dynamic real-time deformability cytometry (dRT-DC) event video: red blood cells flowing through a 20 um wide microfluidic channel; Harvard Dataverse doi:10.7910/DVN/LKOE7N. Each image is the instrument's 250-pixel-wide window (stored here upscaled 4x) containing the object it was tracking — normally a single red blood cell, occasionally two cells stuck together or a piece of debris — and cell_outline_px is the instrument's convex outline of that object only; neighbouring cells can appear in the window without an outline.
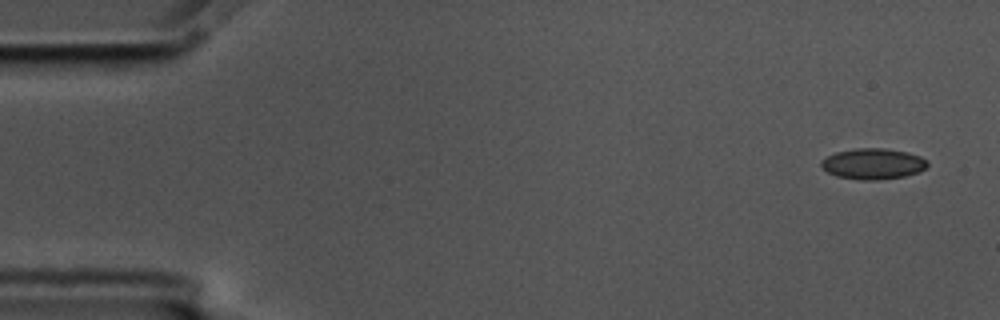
{"species": "common noctule bat (a hibernating species)", "species_latin": "Nyctalus noctula", "temperature_condition": "cold", "stored_images_in_passage": 54, "camera_frame_rate_fps": 3000, "um_per_image_px": 0.085, "animal": {"sex": "male", "body_mass_g": 17.5, "forearm_length_mm": 52.3}, "frame": {"image": 1, "passage_image": 1, "time_ms": 0.0, "image_size_px": [1000, 320], "cell_outline_px": [[928, 164], [920, 172], [904, 176], [876, 180], [860, 180], [836, 176], [828, 172], [820, 164], [820, 160], [836, 152], [856, 148], [884, 148], [908, 152], [920, 156], [928, 160]], "centroid_in_image_um": [74.22, 13.92], "position_along_channel_um": 10.8, "area_um2": 19.13}}
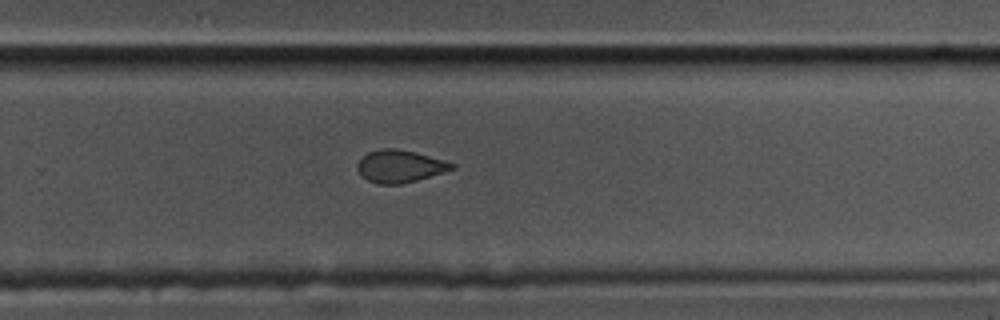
{"frame": {"image": 2, "passage_image": 35, "time_ms": 11.333, "image_size_px": [1000, 320], "cell_outline_px": [[456, 168], [444, 172], [416, 180], [400, 184], [380, 184], [368, 180], [356, 168], [356, 164], [368, 152], [380, 148], [396, 148], [416, 152], [444, 160], [456, 164]], "centroid_in_image_um": [34.01, 14.11], "position_along_channel_um": 295.8, "area_um2": 17.74}}
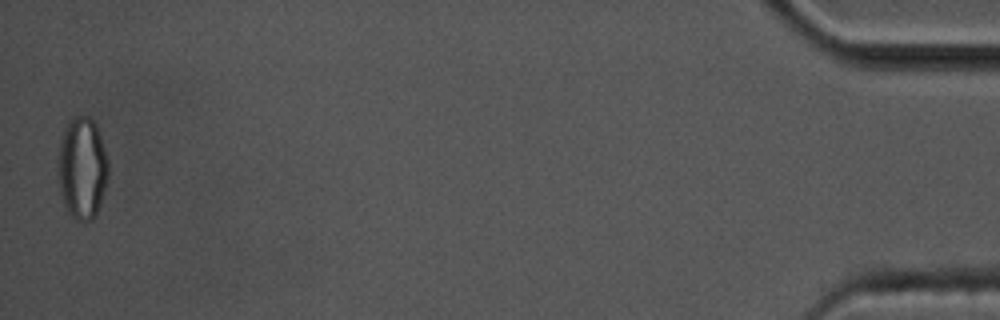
{"frame": {"image": 3, "passage_image": 54, "time_ms": 17.667, "image_size_px": [1000, 320], "cell_outline_px": [[108, 176], [100, 204], [92, 220], [76, 220], [68, 212], [64, 204], [60, 188], [60, 144], [64, 128], [76, 116], [88, 116], [96, 124], [108, 160]], "centroid_in_image_um": [7.02, 14.29], "position_along_channel_um": 428.2, "area_um2": 29.02}, "authors_computed_cell_mechanics": {"area_um2": 19.2185, "velocity_mm_per_s": 3.5699, "shape_relaxation_time_tau1_ms": 5.1644, "shape_relaxation_time_tau2_ms": 3.8278, "deformation_change_tau1": 0.1048, "deformation_change_tau2": 0.0499}}